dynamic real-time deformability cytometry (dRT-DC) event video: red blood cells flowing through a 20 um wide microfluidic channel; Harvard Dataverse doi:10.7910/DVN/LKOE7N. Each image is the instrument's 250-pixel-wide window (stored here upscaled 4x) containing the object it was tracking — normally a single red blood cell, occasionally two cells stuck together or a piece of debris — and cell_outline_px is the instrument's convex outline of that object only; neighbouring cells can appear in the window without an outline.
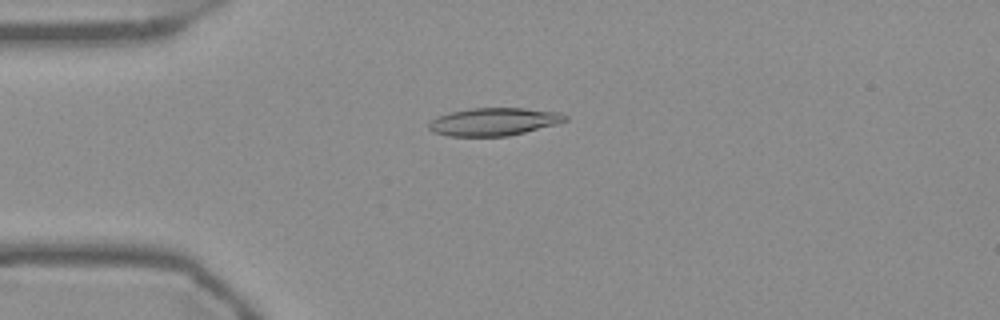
{"species": "Egyptian fruit bat (a non-hibernating species)", "species_latin": "Rousettus aegyptiacus", "temperature_condition": "warm", "stored_images_in_passage": 42, "camera_frame_rate_fps": 3000, "um_per_image_px": 0.085, "frame": {"image": 1, "passage_image": 3, "time_ms": 0.667, "image_size_px": [1000, 320], "cell_outline_px": [[568, 120], [556, 124], [508, 136], [448, 136], [432, 132], [428, 128], [428, 124], [436, 116], [468, 108], [524, 108], [560, 112], [568, 116]], "centroid_in_image_um": [41.96, 10.34], "position_along_channel_um": 43.0, "area_um2": 22.14}}
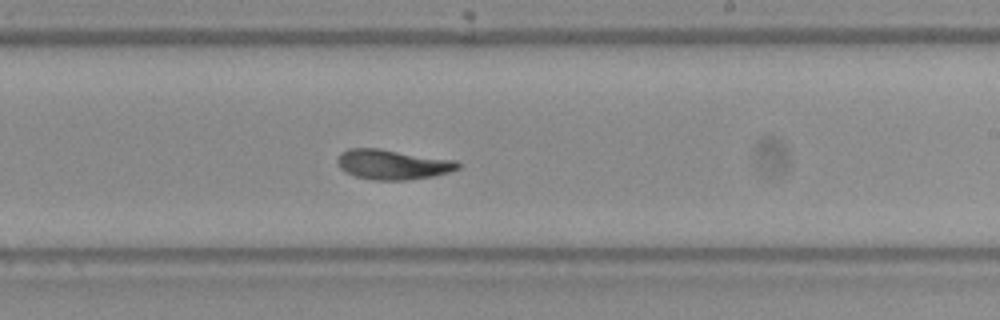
{"frame": {"image": 2, "passage_image": 20, "time_ms": 6.333, "image_size_px": [1000, 320], "cell_outline_px": [[460, 168], [448, 172], [432, 176], [408, 180], [372, 180], [356, 176], [340, 168], [336, 160], [340, 152], [348, 148], [380, 148], [456, 160], [460, 164]], "centroid_in_image_um": [33.36, 13.97], "position_along_channel_um": 255.6, "area_um2": 21.1}}
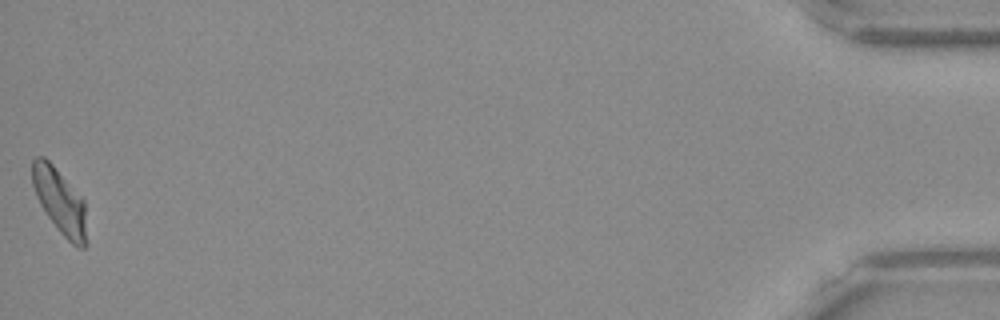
{"frame": {"image": 3, "passage_image": 42, "time_ms": 13.667, "image_size_px": [1000, 320], "cell_outline_px": [[88, 244], [84, 248], [76, 248], [60, 232], [48, 216], [40, 204], [36, 196], [32, 184], [32, 160], [36, 156], [44, 156], [52, 164], [84, 200]], "centroid_in_image_um": [5.1, 17.14], "position_along_channel_um": 430.1, "area_um2": 20.69}, "authors_computed_cell_mechanics": {"area_um2": 20.7502, "velocity_mm_per_s": 3.7756, "shape_relaxation_time_tau1_ms": 3.397, "shape_relaxation_time_tau2_ms": 3.1667, "deformation_change_tau1": 0.1021, "deformation_change_tau2": 0.0991}}